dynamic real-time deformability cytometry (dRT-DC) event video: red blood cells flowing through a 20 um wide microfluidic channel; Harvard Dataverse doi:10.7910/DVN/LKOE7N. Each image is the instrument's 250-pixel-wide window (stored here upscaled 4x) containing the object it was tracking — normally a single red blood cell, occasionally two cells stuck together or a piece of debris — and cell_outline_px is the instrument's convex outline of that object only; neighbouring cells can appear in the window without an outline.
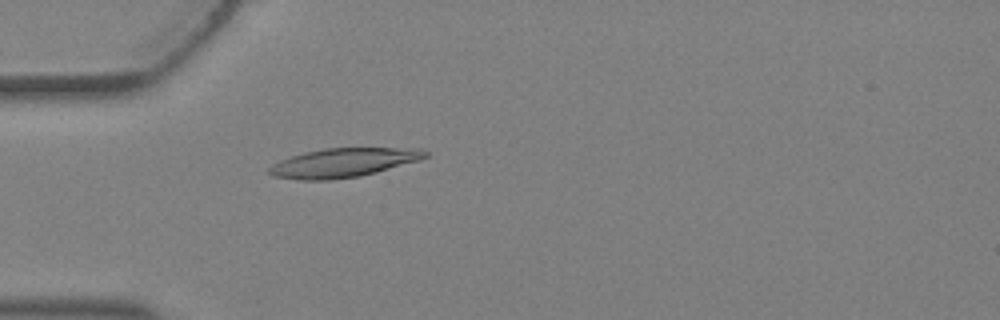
{"species": "Egyptian fruit bat (a non-hibernating species)", "species_latin": "Rousettus aegyptiacus", "temperature_condition": "warm", "stored_images_in_passage": 4, "camera_frame_rate_fps": 3000, "um_per_image_px": 0.085, "animal": {"sex": "female"}, "frame": {"image": 1, "passage_image": 4, "time_ms": 1.0, "image_size_px": [1000, 320], "cell_outline_px": [[428, 156], [420, 160], [376, 172], [360, 176], [328, 180], [300, 180], [276, 176], [268, 172], [268, 168], [272, 164], [280, 160], [304, 152], [328, 148], [420, 148], [428, 152]], "centroid_in_image_um": [29.2, 13.82], "position_along_channel_um": 55.8, "area_um2": 26.24}}